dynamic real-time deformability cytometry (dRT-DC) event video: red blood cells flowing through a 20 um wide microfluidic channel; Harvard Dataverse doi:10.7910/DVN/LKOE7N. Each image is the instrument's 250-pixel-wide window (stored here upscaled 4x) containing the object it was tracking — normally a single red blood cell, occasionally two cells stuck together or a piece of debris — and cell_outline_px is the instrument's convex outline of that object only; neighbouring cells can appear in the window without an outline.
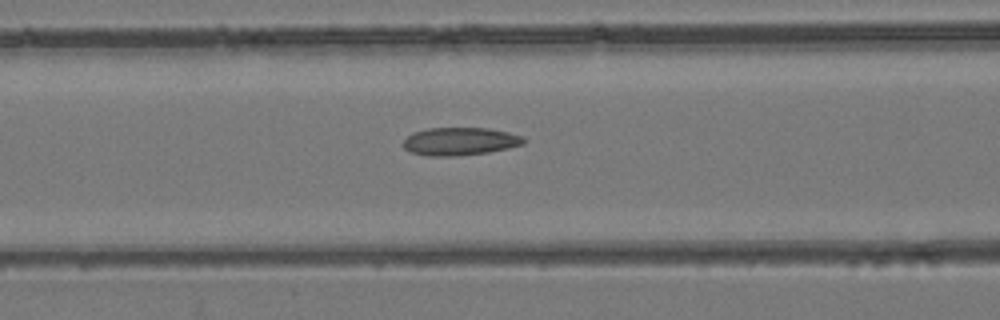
{"species": "common noctule bat (a hibernating species)", "species_latin": "Nyctalus noctula", "temperature_condition": "room temperature", "stored_images_in_passage": 49, "camera_frame_rate_fps": 3000, "um_per_image_px": 0.085, "animal": {"sex": "female", "body_mass_g": 24.6, "forearm_length_mm": 56.2}, "frame": {"image": 1, "passage_image": 21, "time_ms": 6.667, "image_size_px": [1000, 320], "cell_outline_px": [[524, 144], [508, 148], [488, 152], [456, 156], [428, 156], [412, 152], [404, 148], [404, 140], [412, 132], [428, 128], [488, 128], [508, 132], [524, 136]], "centroid_in_image_um": [39.1, 12.01], "position_along_channel_um": 127.5, "area_um2": 19.54}}
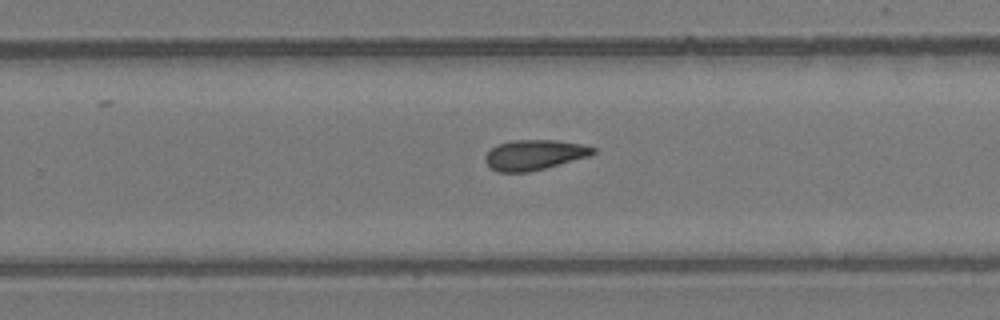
{"frame": {"image": 2, "passage_image": 32, "time_ms": 10.333, "image_size_px": [1000, 320], "cell_outline_px": [[596, 152], [588, 156], [544, 168], [528, 172], [496, 172], [484, 160], [484, 156], [492, 148], [500, 144], [512, 140], [556, 140], [584, 144], [596, 148]], "centroid_in_image_um": [45.42, 13.15], "position_along_channel_um": 284.4, "area_um2": 18.79}}
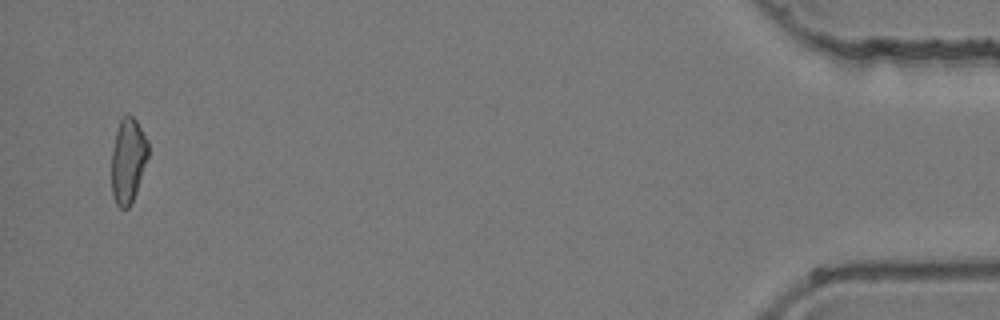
{"frame": {"image": 3, "passage_image": 48, "time_ms": 15.667, "image_size_px": [1000, 320], "cell_outline_px": [[148, 156], [132, 204], [128, 208], [120, 208], [116, 204], [112, 196], [112, 148], [116, 128], [124, 112], [128, 112], [136, 120], [148, 140]], "centroid_in_image_um": [10.87, 13.6], "position_along_channel_um": 424.3, "area_um2": 18.38}}